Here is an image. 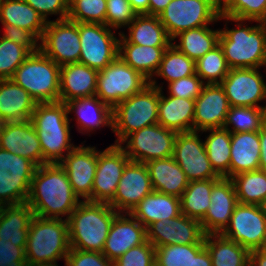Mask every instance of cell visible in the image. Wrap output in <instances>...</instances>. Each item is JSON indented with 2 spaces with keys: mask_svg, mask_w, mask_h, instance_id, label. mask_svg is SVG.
<instances>
[{
  "mask_svg": "<svg viewBox=\"0 0 266 266\" xmlns=\"http://www.w3.org/2000/svg\"><path fill=\"white\" fill-rule=\"evenodd\" d=\"M81 201L59 163L37 167L27 199L35 216L62 219L65 215L67 220Z\"/></svg>",
  "mask_w": 266,
  "mask_h": 266,
  "instance_id": "cell-1",
  "label": "cell"
},
{
  "mask_svg": "<svg viewBox=\"0 0 266 266\" xmlns=\"http://www.w3.org/2000/svg\"><path fill=\"white\" fill-rule=\"evenodd\" d=\"M236 22V29H221L219 45L222 47L227 65L232 68H261L266 65V22L243 20L219 15L218 20ZM246 21L257 22L247 26ZM259 23V24H258ZM244 25V26H243ZM229 29V30H228Z\"/></svg>",
  "mask_w": 266,
  "mask_h": 266,
  "instance_id": "cell-2",
  "label": "cell"
},
{
  "mask_svg": "<svg viewBox=\"0 0 266 266\" xmlns=\"http://www.w3.org/2000/svg\"><path fill=\"white\" fill-rule=\"evenodd\" d=\"M68 115L67 105L64 102L36 104L31 121L38 134L43 165L60 163L76 147L71 143V119Z\"/></svg>",
  "mask_w": 266,
  "mask_h": 266,
  "instance_id": "cell-3",
  "label": "cell"
},
{
  "mask_svg": "<svg viewBox=\"0 0 266 266\" xmlns=\"http://www.w3.org/2000/svg\"><path fill=\"white\" fill-rule=\"evenodd\" d=\"M117 214L107 203L82 200L67 219L70 247L102 252Z\"/></svg>",
  "mask_w": 266,
  "mask_h": 266,
  "instance_id": "cell-4",
  "label": "cell"
},
{
  "mask_svg": "<svg viewBox=\"0 0 266 266\" xmlns=\"http://www.w3.org/2000/svg\"><path fill=\"white\" fill-rule=\"evenodd\" d=\"M66 219L34 216L28 230L25 255L27 264H57L70 251Z\"/></svg>",
  "mask_w": 266,
  "mask_h": 266,
  "instance_id": "cell-5",
  "label": "cell"
},
{
  "mask_svg": "<svg viewBox=\"0 0 266 266\" xmlns=\"http://www.w3.org/2000/svg\"><path fill=\"white\" fill-rule=\"evenodd\" d=\"M160 89L152 85L132 95L112 108V131L117 136L115 145L141 128L158 123Z\"/></svg>",
  "mask_w": 266,
  "mask_h": 266,
  "instance_id": "cell-6",
  "label": "cell"
},
{
  "mask_svg": "<svg viewBox=\"0 0 266 266\" xmlns=\"http://www.w3.org/2000/svg\"><path fill=\"white\" fill-rule=\"evenodd\" d=\"M11 80L25 89L37 103L59 101L60 66L40 50L24 60Z\"/></svg>",
  "mask_w": 266,
  "mask_h": 266,
  "instance_id": "cell-7",
  "label": "cell"
},
{
  "mask_svg": "<svg viewBox=\"0 0 266 266\" xmlns=\"http://www.w3.org/2000/svg\"><path fill=\"white\" fill-rule=\"evenodd\" d=\"M148 85V79L118 56L107 67L98 71L95 96L113 108Z\"/></svg>",
  "mask_w": 266,
  "mask_h": 266,
  "instance_id": "cell-8",
  "label": "cell"
},
{
  "mask_svg": "<svg viewBox=\"0 0 266 266\" xmlns=\"http://www.w3.org/2000/svg\"><path fill=\"white\" fill-rule=\"evenodd\" d=\"M219 15L216 0H171L159 19L173 40L182 31L219 21Z\"/></svg>",
  "mask_w": 266,
  "mask_h": 266,
  "instance_id": "cell-9",
  "label": "cell"
},
{
  "mask_svg": "<svg viewBox=\"0 0 266 266\" xmlns=\"http://www.w3.org/2000/svg\"><path fill=\"white\" fill-rule=\"evenodd\" d=\"M37 166L0 148V206L26 203Z\"/></svg>",
  "mask_w": 266,
  "mask_h": 266,
  "instance_id": "cell-10",
  "label": "cell"
},
{
  "mask_svg": "<svg viewBox=\"0 0 266 266\" xmlns=\"http://www.w3.org/2000/svg\"><path fill=\"white\" fill-rule=\"evenodd\" d=\"M80 37L79 63L101 71L118 57L119 39L112 29L101 23L78 22Z\"/></svg>",
  "mask_w": 266,
  "mask_h": 266,
  "instance_id": "cell-11",
  "label": "cell"
},
{
  "mask_svg": "<svg viewBox=\"0 0 266 266\" xmlns=\"http://www.w3.org/2000/svg\"><path fill=\"white\" fill-rule=\"evenodd\" d=\"M221 235L249 251L266 247V207L238 202Z\"/></svg>",
  "mask_w": 266,
  "mask_h": 266,
  "instance_id": "cell-12",
  "label": "cell"
},
{
  "mask_svg": "<svg viewBox=\"0 0 266 266\" xmlns=\"http://www.w3.org/2000/svg\"><path fill=\"white\" fill-rule=\"evenodd\" d=\"M177 134L157 123L129 134L120 147L131 161L147 163L154 159H165L173 155ZM124 143L126 146H122Z\"/></svg>",
  "mask_w": 266,
  "mask_h": 266,
  "instance_id": "cell-13",
  "label": "cell"
},
{
  "mask_svg": "<svg viewBox=\"0 0 266 266\" xmlns=\"http://www.w3.org/2000/svg\"><path fill=\"white\" fill-rule=\"evenodd\" d=\"M39 50L59 66L78 63L81 53L78 22L67 19L48 21Z\"/></svg>",
  "mask_w": 266,
  "mask_h": 266,
  "instance_id": "cell-14",
  "label": "cell"
},
{
  "mask_svg": "<svg viewBox=\"0 0 266 266\" xmlns=\"http://www.w3.org/2000/svg\"><path fill=\"white\" fill-rule=\"evenodd\" d=\"M199 136L198 131L178 133L172 157L184 171L189 182L220 179L211 166L205 144Z\"/></svg>",
  "mask_w": 266,
  "mask_h": 266,
  "instance_id": "cell-15",
  "label": "cell"
},
{
  "mask_svg": "<svg viewBox=\"0 0 266 266\" xmlns=\"http://www.w3.org/2000/svg\"><path fill=\"white\" fill-rule=\"evenodd\" d=\"M129 161V157L120 145L114 144L103 151L97 150V167L91 202L109 204L113 200L123 170Z\"/></svg>",
  "mask_w": 266,
  "mask_h": 266,
  "instance_id": "cell-16",
  "label": "cell"
},
{
  "mask_svg": "<svg viewBox=\"0 0 266 266\" xmlns=\"http://www.w3.org/2000/svg\"><path fill=\"white\" fill-rule=\"evenodd\" d=\"M260 68H232L220 85L224 88L231 107H259L266 101V82Z\"/></svg>",
  "mask_w": 266,
  "mask_h": 266,
  "instance_id": "cell-17",
  "label": "cell"
},
{
  "mask_svg": "<svg viewBox=\"0 0 266 266\" xmlns=\"http://www.w3.org/2000/svg\"><path fill=\"white\" fill-rule=\"evenodd\" d=\"M147 240L156 248L172 244H205L201 222L182 213L169 221L159 220L146 228Z\"/></svg>",
  "mask_w": 266,
  "mask_h": 266,
  "instance_id": "cell-18",
  "label": "cell"
},
{
  "mask_svg": "<svg viewBox=\"0 0 266 266\" xmlns=\"http://www.w3.org/2000/svg\"><path fill=\"white\" fill-rule=\"evenodd\" d=\"M153 191L147 165L130 160L123 170L116 194L109 205L118 213H130Z\"/></svg>",
  "mask_w": 266,
  "mask_h": 266,
  "instance_id": "cell-19",
  "label": "cell"
},
{
  "mask_svg": "<svg viewBox=\"0 0 266 266\" xmlns=\"http://www.w3.org/2000/svg\"><path fill=\"white\" fill-rule=\"evenodd\" d=\"M0 148L43 165V154L31 119L0 123Z\"/></svg>",
  "mask_w": 266,
  "mask_h": 266,
  "instance_id": "cell-20",
  "label": "cell"
},
{
  "mask_svg": "<svg viewBox=\"0 0 266 266\" xmlns=\"http://www.w3.org/2000/svg\"><path fill=\"white\" fill-rule=\"evenodd\" d=\"M59 164L65 169L74 193L84 201H91L97 167L96 147L76 146Z\"/></svg>",
  "mask_w": 266,
  "mask_h": 266,
  "instance_id": "cell-21",
  "label": "cell"
},
{
  "mask_svg": "<svg viewBox=\"0 0 266 266\" xmlns=\"http://www.w3.org/2000/svg\"><path fill=\"white\" fill-rule=\"evenodd\" d=\"M230 107L220 84H205L195 99L193 131L223 128Z\"/></svg>",
  "mask_w": 266,
  "mask_h": 266,
  "instance_id": "cell-22",
  "label": "cell"
},
{
  "mask_svg": "<svg viewBox=\"0 0 266 266\" xmlns=\"http://www.w3.org/2000/svg\"><path fill=\"white\" fill-rule=\"evenodd\" d=\"M210 206L203 220L202 229L205 235L221 234L230 222L237 205L236 190L231 178L221 177L212 188Z\"/></svg>",
  "mask_w": 266,
  "mask_h": 266,
  "instance_id": "cell-23",
  "label": "cell"
},
{
  "mask_svg": "<svg viewBox=\"0 0 266 266\" xmlns=\"http://www.w3.org/2000/svg\"><path fill=\"white\" fill-rule=\"evenodd\" d=\"M146 241V227L130 213H118L113 220L102 253L114 262L130 248Z\"/></svg>",
  "mask_w": 266,
  "mask_h": 266,
  "instance_id": "cell-24",
  "label": "cell"
},
{
  "mask_svg": "<svg viewBox=\"0 0 266 266\" xmlns=\"http://www.w3.org/2000/svg\"><path fill=\"white\" fill-rule=\"evenodd\" d=\"M149 84L160 89L158 124L177 133L193 131L195 100L171 95L166 97L155 78L151 79Z\"/></svg>",
  "mask_w": 266,
  "mask_h": 266,
  "instance_id": "cell-25",
  "label": "cell"
},
{
  "mask_svg": "<svg viewBox=\"0 0 266 266\" xmlns=\"http://www.w3.org/2000/svg\"><path fill=\"white\" fill-rule=\"evenodd\" d=\"M97 75V70L79 62L60 66L59 101L95 96Z\"/></svg>",
  "mask_w": 266,
  "mask_h": 266,
  "instance_id": "cell-26",
  "label": "cell"
},
{
  "mask_svg": "<svg viewBox=\"0 0 266 266\" xmlns=\"http://www.w3.org/2000/svg\"><path fill=\"white\" fill-rule=\"evenodd\" d=\"M36 104L30 94L11 79L0 80V123L31 119Z\"/></svg>",
  "mask_w": 266,
  "mask_h": 266,
  "instance_id": "cell-27",
  "label": "cell"
},
{
  "mask_svg": "<svg viewBox=\"0 0 266 266\" xmlns=\"http://www.w3.org/2000/svg\"><path fill=\"white\" fill-rule=\"evenodd\" d=\"M130 214L146 228L159 220L167 222L181 214L180 198L153 191L145 196Z\"/></svg>",
  "mask_w": 266,
  "mask_h": 266,
  "instance_id": "cell-28",
  "label": "cell"
},
{
  "mask_svg": "<svg viewBox=\"0 0 266 266\" xmlns=\"http://www.w3.org/2000/svg\"><path fill=\"white\" fill-rule=\"evenodd\" d=\"M145 164L148 167L154 191L181 197L189 181L173 157L154 159Z\"/></svg>",
  "mask_w": 266,
  "mask_h": 266,
  "instance_id": "cell-29",
  "label": "cell"
},
{
  "mask_svg": "<svg viewBox=\"0 0 266 266\" xmlns=\"http://www.w3.org/2000/svg\"><path fill=\"white\" fill-rule=\"evenodd\" d=\"M66 105L69 114L76 113L80 133L88 134L104 126L112 129V108L97 96L71 100Z\"/></svg>",
  "mask_w": 266,
  "mask_h": 266,
  "instance_id": "cell-30",
  "label": "cell"
},
{
  "mask_svg": "<svg viewBox=\"0 0 266 266\" xmlns=\"http://www.w3.org/2000/svg\"><path fill=\"white\" fill-rule=\"evenodd\" d=\"M259 131L231 133L230 178L259 169Z\"/></svg>",
  "mask_w": 266,
  "mask_h": 266,
  "instance_id": "cell-31",
  "label": "cell"
},
{
  "mask_svg": "<svg viewBox=\"0 0 266 266\" xmlns=\"http://www.w3.org/2000/svg\"><path fill=\"white\" fill-rule=\"evenodd\" d=\"M29 204L1 205L0 206V239L16 246H26L28 230L34 217Z\"/></svg>",
  "mask_w": 266,
  "mask_h": 266,
  "instance_id": "cell-32",
  "label": "cell"
},
{
  "mask_svg": "<svg viewBox=\"0 0 266 266\" xmlns=\"http://www.w3.org/2000/svg\"><path fill=\"white\" fill-rule=\"evenodd\" d=\"M118 35L120 36L118 56L149 81L153 79L168 47L141 46L130 43L121 33Z\"/></svg>",
  "mask_w": 266,
  "mask_h": 266,
  "instance_id": "cell-33",
  "label": "cell"
},
{
  "mask_svg": "<svg viewBox=\"0 0 266 266\" xmlns=\"http://www.w3.org/2000/svg\"><path fill=\"white\" fill-rule=\"evenodd\" d=\"M0 22L30 31L41 39L47 22L24 0H0Z\"/></svg>",
  "mask_w": 266,
  "mask_h": 266,
  "instance_id": "cell-34",
  "label": "cell"
},
{
  "mask_svg": "<svg viewBox=\"0 0 266 266\" xmlns=\"http://www.w3.org/2000/svg\"><path fill=\"white\" fill-rule=\"evenodd\" d=\"M127 27L128 36L123 32L120 33L130 43L151 47H169L173 43L165 27L161 24L159 16L137 14Z\"/></svg>",
  "mask_w": 266,
  "mask_h": 266,
  "instance_id": "cell-35",
  "label": "cell"
},
{
  "mask_svg": "<svg viewBox=\"0 0 266 266\" xmlns=\"http://www.w3.org/2000/svg\"><path fill=\"white\" fill-rule=\"evenodd\" d=\"M212 266H249L250 251L221 234L205 235Z\"/></svg>",
  "mask_w": 266,
  "mask_h": 266,
  "instance_id": "cell-36",
  "label": "cell"
},
{
  "mask_svg": "<svg viewBox=\"0 0 266 266\" xmlns=\"http://www.w3.org/2000/svg\"><path fill=\"white\" fill-rule=\"evenodd\" d=\"M220 32L219 29H210L209 25L185 30L172 40L174 41L179 37V44L172 43V45L190 59L197 61L219 44Z\"/></svg>",
  "mask_w": 266,
  "mask_h": 266,
  "instance_id": "cell-37",
  "label": "cell"
},
{
  "mask_svg": "<svg viewBox=\"0 0 266 266\" xmlns=\"http://www.w3.org/2000/svg\"><path fill=\"white\" fill-rule=\"evenodd\" d=\"M218 180L190 181L180 197L181 213L201 222L211 204L210 195L213 185Z\"/></svg>",
  "mask_w": 266,
  "mask_h": 266,
  "instance_id": "cell-38",
  "label": "cell"
},
{
  "mask_svg": "<svg viewBox=\"0 0 266 266\" xmlns=\"http://www.w3.org/2000/svg\"><path fill=\"white\" fill-rule=\"evenodd\" d=\"M204 144L208 159L219 177L230 178L231 132L225 128L207 129Z\"/></svg>",
  "mask_w": 266,
  "mask_h": 266,
  "instance_id": "cell-39",
  "label": "cell"
},
{
  "mask_svg": "<svg viewBox=\"0 0 266 266\" xmlns=\"http://www.w3.org/2000/svg\"><path fill=\"white\" fill-rule=\"evenodd\" d=\"M231 179L239 203L266 207V171L258 169L243 172Z\"/></svg>",
  "mask_w": 266,
  "mask_h": 266,
  "instance_id": "cell-40",
  "label": "cell"
},
{
  "mask_svg": "<svg viewBox=\"0 0 266 266\" xmlns=\"http://www.w3.org/2000/svg\"><path fill=\"white\" fill-rule=\"evenodd\" d=\"M196 74V61L170 45L164 52L154 76L164 78L168 83Z\"/></svg>",
  "mask_w": 266,
  "mask_h": 266,
  "instance_id": "cell-41",
  "label": "cell"
},
{
  "mask_svg": "<svg viewBox=\"0 0 266 266\" xmlns=\"http://www.w3.org/2000/svg\"><path fill=\"white\" fill-rule=\"evenodd\" d=\"M265 123V108L236 106L230 107L223 128L231 133L256 132Z\"/></svg>",
  "mask_w": 266,
  "mask_h": 266,
  "instance_id": "cell-42",
  "label": "cell"
},
{
  "mask_svg": "<svg viewBox=\"0 0 266 266\" xmlns=\"http://www.w3.org/2000/svg\"><path fill=\"white\" fill-rule=\"evenodd\" d=\"M229 70L219 44L196 61V74L205 84H220Z\"/></svg>",
  "mask_w": 266,
  "mask_h": 266,
  "instance_id": "cell-43",
  "label": "cell"
},
{
  "mask_svg": "<svg viewBox=\"0 0 266 266\" xmlns=\"http://www.w3.org/2000/svg\"><path fill=\"white\" fill-rule=\"evenodd\" d=\"M219 14L266 22V0H219Z\"/></svg>",
  "mask_w": 266,
  "mask_h": 266,
  "instance_id": "cell-44",
  "label": "cell"
},
{
  "mask_svg": "<svg viewBox=\"0 0 266 266\" xmlns=\"http://www.w3.org/2000/svg\"><path fill=\"white\" fill-rule=\"evenodd\" d=\"M205 247V244H172L155 248V259L162 266H191L192 258Z\"/></svg>",
  "mask_w": 266,
  "mask_h": 266,
  "instance_id": "cell-45",
  "label": "cell"
},
{
  "mask_svg": "<svg viewBox=\"0 0 266 266\" xmlns=\"http://www.w3.org/2000/svg\"><path fill=\"white\" fill-rule=\"evenodd\" d=\"M106 0H69L68 19L81 23L105 24Z\"/></svg>",
  "mask_w": 266,
  "mask_h": 266,
  "instance_id": "cell-46",
  "label": "cell"
},
{
  "mask_svg": "<svg viewBox=\"0 0 266 266\" xmlns=\"http://www.w3.org/2000/svg\"><path fill=\"white\" fill-rule=\"evenodd\" d=\"M30 54L26 47L0 37V80L11 79Z\"/></svg>",
  "mask_w": 266,
  "mask_h": 266,
  "instance_id": "cell-47",
  "label": "cell"
},
{
  "mask_svg": "<svg viewBox=\"0 0 266 266\" xmlns=\"http://www.w3.org/2000/svg\"><path fill=\"white\" fill-rule=\"evenodd\" d=\"M106 5L105 25L114 30L127 27L137 15L128 0H106Z\"/></svg>",
  "mask_w": 266,
  "mask_h": 266,
  "instance_id": "cell-48",
  "label": "cell"
},
{
  "mask_svg": "<svg viewBox=\"0 0 266 266\" xmlns=\"http://www.w3.org/2000/svg\"><path fill=\"white\" fill-rule=\"evenodd\" d=\"M155 260V247L147 240L130 248L113 262V266H150Z\"/></svg>",
  "mask_w": 266,
  "mask_h": 266,
  "instance_id": "cell-49",
  "label": "cell"
},
{
  "mask_svg": "<svg viewBox=\"0 0 266 266\" xmlns=\"http://www.w3.org/2000/svg\"><path fill=\"white\" fill-rule=\"evenodd\" d=\"M205 83L197 75L180 78L168 83V94L171 96L195 100L201 93Z\"/></svg>",
  "mask_w": 266,
  "mask_h": 266,
  "instance_id": "cell-50",
  "label": "cell"
},
{
  "mask_svg": "<svg viewBox=\"0 0 266 266\" xmlns=\"http://www.w3.org/2000/svg\"><path fill=\"white\" fill-rule=\"evenodd\" d=\"M67 266H113L102 252L82 251L71 248L66 257Z\"/></svg>",
  "mask_w": 266,
  "mask_h": 266,
  "instance_id": "cell-51",
  "label": "cell"
},
{
  "mask_svg": "<svg viewBox=\"0 0 266 266\" xmlns=\"http://www.w3.org/2000/svg\"><path fill=\"white\" fill-rule=\"evenodd\" d=\"M32 6L46 22L48 15H59L56 20H64L69 14V0H24Z\"/></svg>",
  "mask_w": 266,
  "mask_h": 266,
  "instance_id": "cell-52",
  "label": "cell"
},
{
  "mask_svg": "<svg viewBox=\"0 0 266 266\" xmlns=\"http://www.w3.org/2000/svg\"><path fill=\"white\" fill-rule=\"evenodd\" d=\"M25 248L0 239V266H27Z\"/></svg>",
  "mask_w": 266,
  "mask_h": 266,
  "instance_id": "cell-53",
  "label": "cell"
},
{
  "mask_svg": "<svg viewBox=\"0 0 266 266\" xmlns=\"http://www.w3.org/2000/svg\"><path fill=\"white\" fill-rule=\"evenodd\" d=\"M2 25L4 33L1 37L26 47L31 53L39 51V40L30 31L9 24Z\"/></svg>",
  "mask_w": 266,
  "mask_h": 266,
  "instance_id": "cell-54",
  "label": "cell"
},
{
  "mask_svg": "<svg viewBox=\"0 0 266 266\" xmlns=\"http://www.w3.org/2000/svg\"><path fill=\"white\" fill-rule=\"evenodd\" d=\"M259 139L261 150L259 169L266 171V123L259 130Z\"/></svg>",
  "mask_w": 266,
  "mask_h": 266,
  "instance_id": "cell-55",
  "label": "cell"
},
{
  "mask_svg": "<svg viewBox=\"0 0 266 266\" xmlns=\"http://www.w3.org/2000/svg\"><path fill=\"white\" fill-rule=\"evenodd\" d=\"M249 266H266V247L250 251Z\"/></svg>",
  "mask_w": 266,
  "mask_h": 266,
  "instance_id": "cell-56",
  "label": "cell"
},
{
  "mask_svg": "<svg viewBox=\"0 0 266 266\" xmlns=\"http://www.w3.org/2000/svg\"><path fill=\"white\" fill-rule=\"evenodd\" d=\"M191 266H212V259L206 247L195 258H192Z\"/></svg>",
  "mask_w": 266,
  "mask_h": 266,
  "instance_id": "cell-57",
  "label": "cell"
},
{
  "mask_svg": "<svg viewBox=\"0 0 266 266\" xmlns=\"http://www.w3.org/2000/svg\"><path fill=\"white\" fill-rule=\"evenodd\" d=\"M171 0H149V15L159 16Z\"/></svg>",
  "mask_w": 266,
  "mask_h": 266,
  "instance_id": "cell-58",
  "label": "cell"
},
{
  "mask_svg": "<svg viewBox=\"0 0 266 266\" xmlns=\"http://www.w3.org/2000/svg\"><path fill=\"white\" fill-rule=\"evenodd\" d=\"M137 14L149 15V0H128Z\"/></svg>",
  "mask_w": 266,
  "mask_h": 266,
  "instance_id": "cell-59",
  "label": "cell"
},
{
  "mask_svg": "<svg viewBox=\"0 0 266 266\" xmlns=\"http://www.w3.org/2000/svg\"><path fill=\"white\" fill-rule=\"evenodd\" d=\"M27 266H58L57 264H27Z\"/></svg>",
  "mask_w": 266,
  "mask_h": 266,
  "instance_id": "cell-60",
  "label": "cell"
},
{
  "mask_svg": "<svg viewBox=\"0 0 266 266\" xmlns=\"http://www.w3.org/2000/svg\"><path fill=\"white\" fill-rule=\"evenodd\" d=\"M150 266H162L156 259Z\"/></svg>",
  "mask_w": 266,
  "mask_h": 266,
  "instance_id": "cell-61",
  "label": "cell"
}]
</instances>
